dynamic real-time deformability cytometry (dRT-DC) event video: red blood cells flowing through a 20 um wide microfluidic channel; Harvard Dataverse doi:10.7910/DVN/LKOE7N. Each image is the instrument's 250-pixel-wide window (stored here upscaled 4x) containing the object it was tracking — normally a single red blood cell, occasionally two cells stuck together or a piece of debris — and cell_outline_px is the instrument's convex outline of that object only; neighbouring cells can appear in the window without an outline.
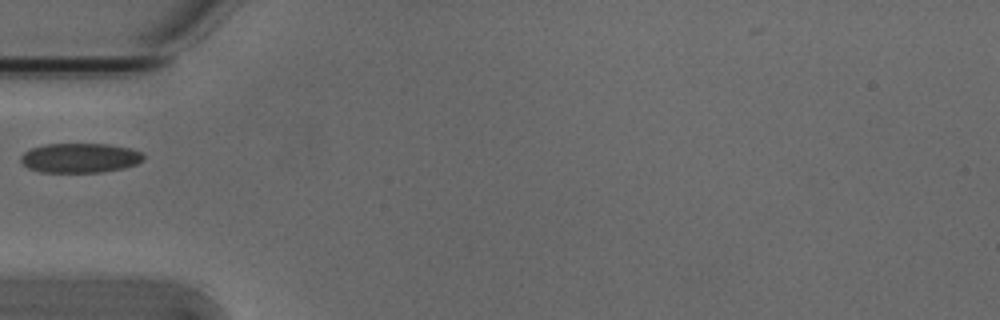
{"species": "Egyptian fruit bat (a non-hibernating species)", "species_latin": "Rousettus aegyptiacus", "temperature_condition": "cold", "stored_images_in_passage": 2, "camera_frame_rate_fps": 3000, "um_per_image_px": 0.085, "animal": {"sex": "male"}, "frame": {"image": 1, "passage_image": 1, "time_ms": 0.0, "image_size_px": [1000, 320], "cell_outline_px": [[144, 160], [136, 164], [124, 168], [104, 172], [40, 172], [28, 168], [20, 160], [20, 156], [24, 152], [32, 148], [44, 144], [108, 144], [128, 148], [140, 152], [144, 156]], "centroid_in_image_um": [6.79, 13.43], "position_along_channel_um": 78.2, "area_um2": 21.15}}